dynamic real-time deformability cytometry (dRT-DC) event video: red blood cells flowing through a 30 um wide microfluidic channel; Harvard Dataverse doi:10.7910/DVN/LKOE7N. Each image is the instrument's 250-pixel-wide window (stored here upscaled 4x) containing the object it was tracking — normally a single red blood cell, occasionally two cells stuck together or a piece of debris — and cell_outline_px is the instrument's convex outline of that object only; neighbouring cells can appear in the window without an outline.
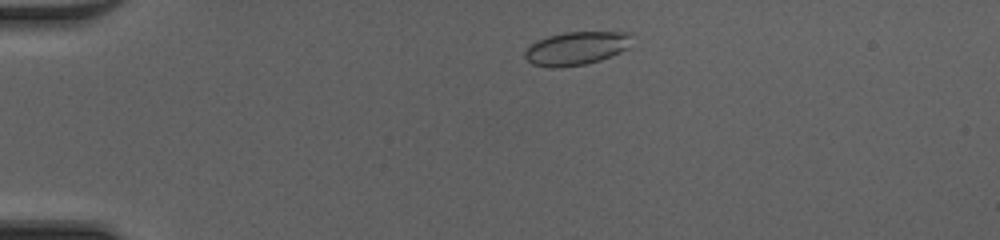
{"species": "common noctule bat (a hibernating species)", "species_latin": "Nyctalus noctula", "temperature_condition": "cold", "stored_images_in_passage": 42, "camera_frame_rate_fps": 3000, "um_per_image_px": 0.085, "animal": {"sex": "female", "body_mass_g": 20.0, "forearm_length_mm": 54.0}, "frame": {"image": 1, "passage_image": 4, "time_ms": 1.0, "image_size_px": [1000, 240], "cell_outline_px": [[632, 32], [628, 48], [620, 52], [600, 60], [584, 64], [560, 68], [548, 68], [532, 64], [524, 56], [524, 52], [536, 40], [548, 36], [564, 32]], "centroid_in_image_um": [48.97, 4.11], "position_along_channel_um": 36.0, "area_um2": 20.81}}
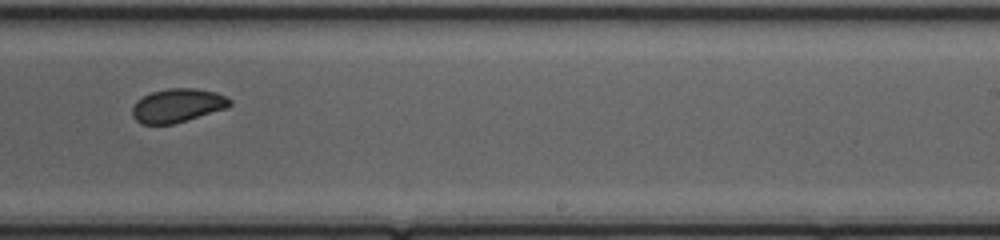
{"frame": {"image": 2, "passage_image": 25, "time_ms": 8.0, "image_size_px": [1000, 240], "cell_outline_px": [[232, 104], [228, 108], [172, 124], [140, 124], [132, 116], [132, 108], [136, 100], [152, 92], [168, 88], [196, 88], [216, 92], [232, 100]], "centroid_in_image_um": [15.09, 8.96], "position_along_channel_um": 273.9, "area_um2": 19.19}}
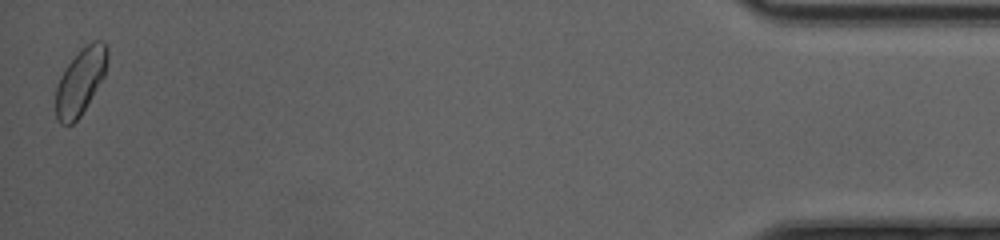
{"frame": {"image": 3, "passage_image": 42, "time_ms": 13.667, "image_size_px": [1000, 240], "cell_outline_px": [[108, 56], [104, 76], [80, 116], [72, 124], [60, 124], [56, 116], [56, 88], [60, 76], [68, 64], [92, 40], [104, 40], [108, 52]], "centroid_in_image_um": [6.84, 6.93], "position_along_channel_um": 428.4, "area_um2": 19.48}, "authors_computed_cell_mechanics": {"area_um2": 19.652, "velocity_mm_per_s": 4.2004, "shape_relaxation_time_tau1_ms": 4.3942, "shape_relaxation_time_tau2_ms": 1.2648, "deformation_change_tau1": 0.0977, "deformation_change_tau2": 0.0501}}